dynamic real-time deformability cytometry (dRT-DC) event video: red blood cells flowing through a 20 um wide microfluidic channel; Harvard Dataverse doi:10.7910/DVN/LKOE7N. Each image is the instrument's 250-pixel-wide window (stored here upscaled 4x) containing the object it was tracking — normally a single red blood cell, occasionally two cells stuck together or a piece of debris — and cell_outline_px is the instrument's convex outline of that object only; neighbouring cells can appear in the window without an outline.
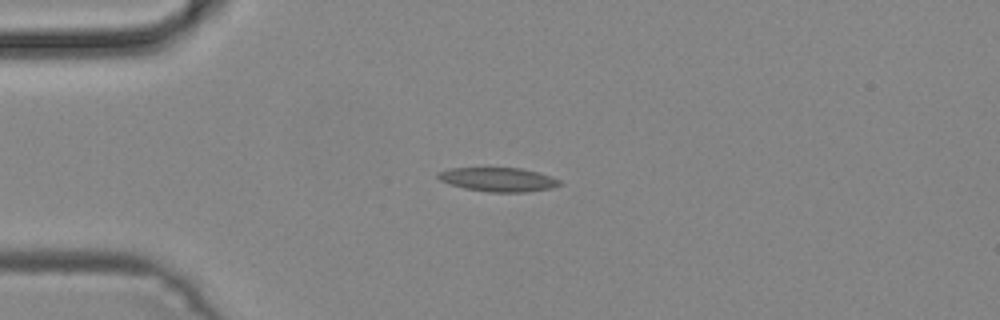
{"species": "common noctule bat (a hibernating species)", "species_latin": "Nyctalus noctula", "temperature_condition": "cold", "stored_images_in_passage": 37, "camera_frame_rate_fps": 3000, "um_per_image_px": 0.085, "animal": {"sex": "male", "body_mass_g": 19.2, "forearm_length_mm": 51.8}, "frame": {"image": 1, "passage_image": 1, "time_ms": 0.0, "image_size_px": [1000, 320], "cell_outline_px": [[564, 184], [552, 188], [524, 192], [488, 192], [464, 188], [440, 180], [436, 176], [436, 172], [448, 168], [524, 168], [540, 172], [552, 176], [560, 180]], "centroid_in_image_um": [42.39, 15.25], "position_along_channel_um": 42.6, "area_um2": 17.22}}
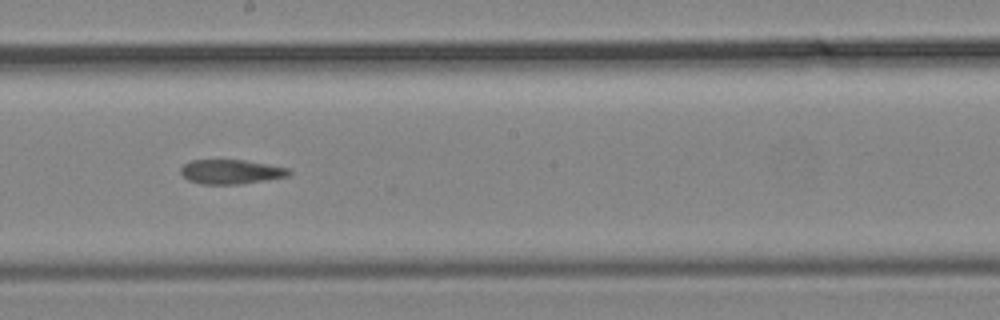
{"frame": {"image": 2, "passage_image": 16, "time_ms": 5.0, "image_size_px": [1000, 320], "cell_outline_px": [[292, 172], [288, 176], [240, 184], [200, 184], [188, 180], [180, 172], [180, 168], [184, 164], [192, 160], [244, 160], [288, 168]], "centroid_in_image_um": [19.61, 14.6], "position_along_channel_um": 228.6, "area_um2": 15.26}}
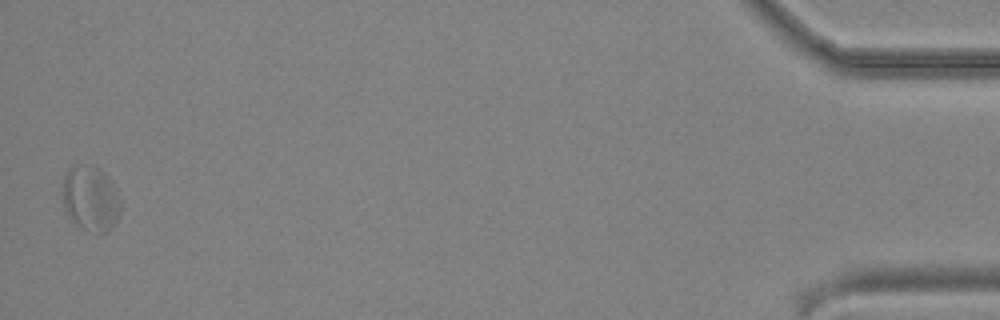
{"frame": {"image": 3, "passage_image": 37, "time_ms": 12.0, "image_size_px": [1000, 320], "cell_outline_px": [[120, 212], [112, 228], [108, 232], [100, 236], [76, 224], [68, 216], [64, 208], [64, 176], [68, 168], [72, 164], [92, 164], [100, 168], [112, 180], [120, 200]], "centroid_in_image_um": [7.72, 16.86], "position_along_channel_um": 427.5, "area_um2": 22.48}}